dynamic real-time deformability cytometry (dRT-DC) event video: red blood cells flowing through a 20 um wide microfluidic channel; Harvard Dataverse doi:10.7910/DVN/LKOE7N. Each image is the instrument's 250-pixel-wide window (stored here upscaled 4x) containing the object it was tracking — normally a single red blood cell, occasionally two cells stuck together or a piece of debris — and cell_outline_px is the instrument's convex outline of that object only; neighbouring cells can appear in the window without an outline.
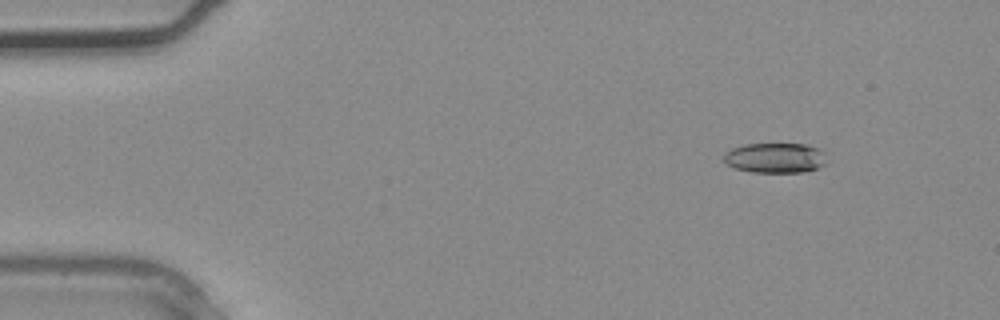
{"species": "common noctule bat (a hibernating species)", "species_latin": "Nyctalus noctula", "temperature_condition": "warm", "stored_images_in_passage": 3, "camera_frame_rate_fps": 3000, "um_per_image_px": 0.085, "animal": {"sex": "male", "body_mass_g": 20.4}, "frame": {"image": 1, "passage_image": 1, "time_ms": 0.0, "image_size_px": [1000, 320], "cell_outline_px": [[828, 164], [804, 172], [752, 172], [736, 168], [728, 164], [724, 160], [724, 152], [732, 148], [744, 144], [808, 144], [820, 148], [824, 152]], "centroid_in_image_um": [65.94, 13.41], "position_along_channel_um": 19.1, "area_um2": 18.21}}
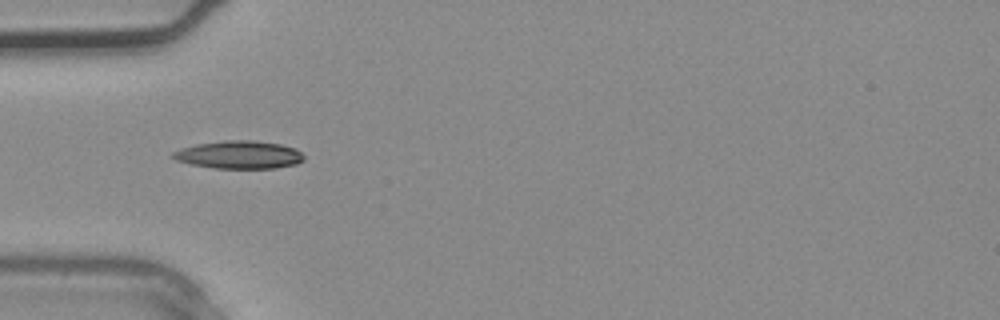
{"frame": {"image": 2, "passage_image": 3, "time_ms": 0.667, "image_size_px": [1000, 320], "cell_outline_px": [[304, 160], [296, 164], [276, 168], [212, 168], [192, 164], [176, 160], [172, 156], [172, 152], [180, 148], [196, 144], [224, 140], [256, 140], [280, 144], [296, 148], [304, 156]], "centroid_in_image_um": [20.33, 13.15], "position_along_channel_um": 64.7, "area_um2": 21.39}}